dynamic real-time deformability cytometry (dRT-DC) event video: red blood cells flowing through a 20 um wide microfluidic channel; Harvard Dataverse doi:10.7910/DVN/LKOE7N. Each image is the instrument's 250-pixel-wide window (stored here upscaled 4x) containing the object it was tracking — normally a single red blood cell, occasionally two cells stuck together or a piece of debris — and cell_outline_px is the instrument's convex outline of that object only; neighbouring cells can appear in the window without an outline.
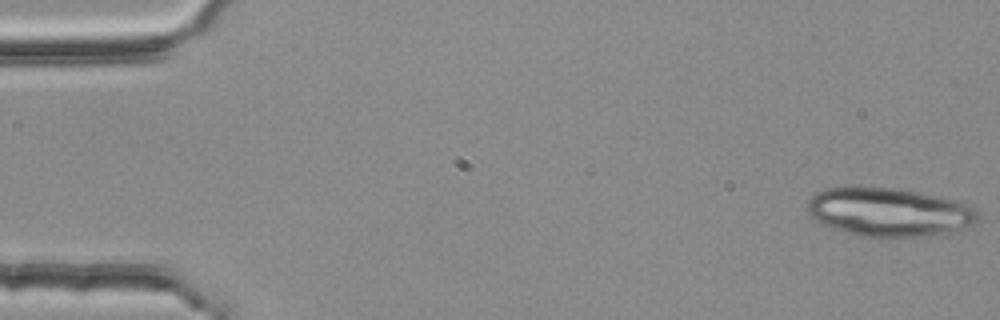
{"species": "common noctule bat (a hibernating species)", "species_latin": "Nyctalus noctula", "temperature_condition": "room temperature", "stored_images_in_passage": 16, "camera_frame_rate_fps": 3000, "um_per_image_px": 0.085, "animal": {"sex": "female", "body_mass_g": 25.1}, "frame": {"image": 1, "passage_image": 1, "time_ms": 0.0, "image_size_px": [1000, 320], "cell_outline_px": [[980, 212], [976, 224], [928, 236], [896, 240], [888, 240], [860, 236], [832, 228], [820, 224], [808, 212], [808, 200], [816, 192], [828, 188], [844, 184], [860, 184], [900, 188], [920, 192], [968, 204], [976, 208]], "centroid_in_image_um": [75.52, 18.01], "position_along_channel_um": 9.5, "area_um2": 50.11}}